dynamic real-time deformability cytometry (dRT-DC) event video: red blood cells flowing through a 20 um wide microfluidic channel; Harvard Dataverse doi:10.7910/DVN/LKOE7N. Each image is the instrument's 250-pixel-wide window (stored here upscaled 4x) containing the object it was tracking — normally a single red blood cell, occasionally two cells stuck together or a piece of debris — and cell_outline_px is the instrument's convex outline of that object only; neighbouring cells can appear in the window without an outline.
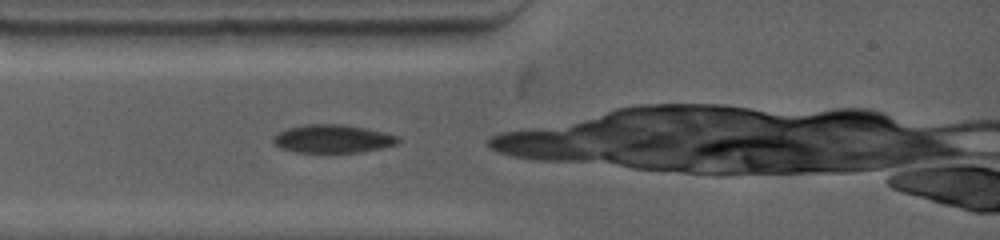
{"species": "common noctule bat (a hibernating species)", "species_latin": "Nyctalus noctula", "temperature_condition": "warm", "stored_images_in_passage": 1, "camera_frame_rate_fps": 4500, "um_per_image_px": 0.085, "animal": {"sex": "female", "body_mass_g": 19.0, "forearm_length_mm": 53.3}, "frame": {"image": 1, "passage_image": 1, "time_ms": 0.0, "image_size_px": [1000, 240], "cell_outline_px": [[400, 140], [396, 144], [380, 148], [360, 152], [296, 152], [280, 148], [272, 140], [272, 136], [288, 128], [308, 124], [340, 124], [364, 128], [384, 132], [400, 136]], "centroid_in_image_um": [28.28, 11.8], "position_along_channel_um": 56.7, "area_um2": 20.35}}